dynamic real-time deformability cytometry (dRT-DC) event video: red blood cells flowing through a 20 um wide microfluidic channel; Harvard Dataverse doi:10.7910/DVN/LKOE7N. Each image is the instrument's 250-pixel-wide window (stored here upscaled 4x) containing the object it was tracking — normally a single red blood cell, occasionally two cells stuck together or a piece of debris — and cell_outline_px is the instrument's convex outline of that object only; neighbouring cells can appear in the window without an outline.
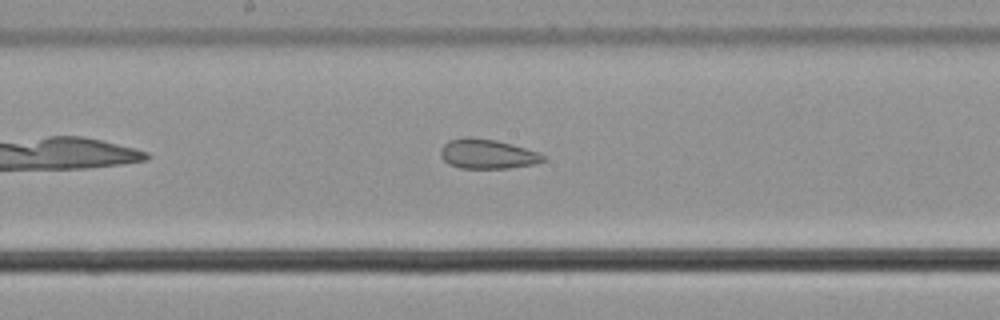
{"species": "common noctule bat (a hibernating species)", "species_latin": "Nyctalus noctula", "temperature_condition": "cold", "stored_images_in_passage": 35, "camera_frame_rate_fps": 3000, "um_per_image_px": 0.085, "animal": {"sex": "male", "body_mass_g": 21.5, "forearm_length_mm": 52.0}, "frame": {"image": 1, "passage_image": 16, "time_ms": 5.0, "image_size_px": [1000, 320], "cell_outline_px": [[544, 160], [532, 164], [508, 168], [460, 168], [448, 164], [440, 156], [440, 148], [448, 140], [464, 136], [472, 136], [496, 140], [512, 144], [536, 152], [544, 156]], "centroid_in_image_um": [41.33, 13.07], "position_along_channel_um": 206.9, "area_um2": 17.69}}
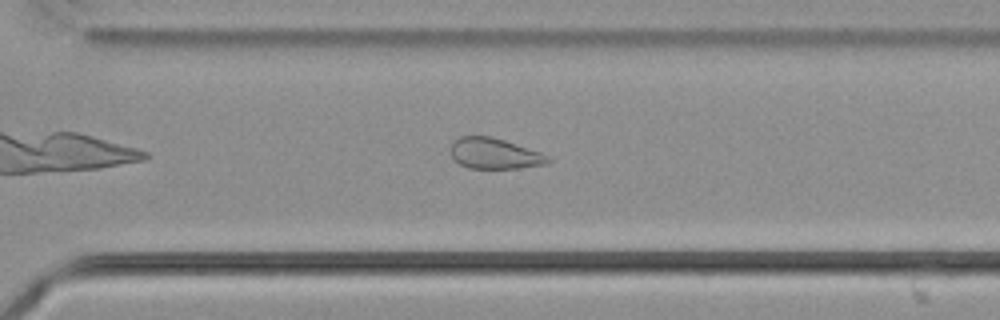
{"frame": {"image": 2, "passage_image": 26, "time_ms": 8.333, "image_size_px": [1000, 320], "cell_outline_px": [[552, 160], [548, 164], [516, 168], [468, 168], [460, 164], [452, 156], [452, 144], [460, 136], [492, 136], [540, 152]], "centroid_in_image_um": [42.05, 13.05], "position_along_channel_um": 328.6, "area_um2": 17.17}, "authors_computed_cell_mechanics": {"area_um2": 18.6694, "velocity_mm_per_s": 3.6569, "shape_relaxation_time_tau1_ms": null, "shape_relaxation_time_tau2_ms": 6.6616, "deformation_change_tau1": null, "deformation_change_tau2": 0.0627}}